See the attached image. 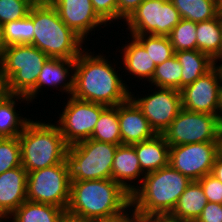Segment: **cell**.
Segmentation results:
<instances>
[{
	"label": "cell",
	"instance_id": "4fadbf2b",
	"mask_svg": "<svg viewBox=\"0 0 222 222\" xmlns=\"http://www.w3.org/2000/svg\"><path fill=\"white\" fill-rule=\"evenodd\" d=\"M156 90L142 98L130 92V98L142 110L154 131L162 134L182 109L181 93L173 88L157 87Z\"/></svg>",
	"mask_w": 222,
	"mask_h": 222
},
{
	"label": "cell",
	"instance_id": "bcb514c9",
	"mask_svg": "<svg viewBox=\"0 0 222 222\" xmlns=\"http://www.w3.org/2000/svg\"><path fill=\"white\" fill-rule=\"evenodd\" d=\"M218 117L222 123V84L220 88L219 106H218Z\"/></svg>",
	"mask_w": 222,
	"mask_h": 222
},
{
	"label": "cell",
	"instance_id": "603a6c76",
	"mask_svg": "<svg viewBox=\"0 0 222 222\" xmlns=\"http://www.w3.org/2000/svg\"><path fill=\"white\" fill-rule=\"evenodd\" d=\"M207 204L206 196L199 181H192L180 195L170 213L178 222H195Z\"/></svg>",
	"mask_w": 222,
	"mask_h": 222
},
{
	"label": "cell",
	"instance_id": "8992f818",
	"mask_svg": "<svg viewBox=\"0 0 222 222\" xmlns=\"http://www.w3.org/2000/svg\"><path fill=\"white\" fill-rule=\"evenodd\" d=\"M48 59L43 51L30 44L8 46L1 56L6 93L26 97L35 88Z\"/></svg>",
	"mask_w": 222,
	"mask_h": 222
},
{
	"label": "cell",
	"instance_id": "9c48e42d",
	"mask_svg": "<svg viewBox=\"0 0 222 222\" xmlns=\"http://www.w3.org/2000/svg\"><path fill=\"white\" fill-rule=\"evenodd\" d=\"M221 121L217 115L181 109L162 133L169 146L217 142Z\"/></svg>",
	"mask_w": 222,
	"mask_h": 222
},
{
	"label": "cell",
	"instance_id": "44dd1931",
	"mask_svg": "<svg viewBox=\"0 0 222 222\" xmlns=\"http://www.w3.org/2000/svg\"><path fill=\"white\" fill-rule=\"evenodd\" d=\"M129 43L125 44L122 48L121 54H123V70H127L131 76L134 75L139 79H147L151 81L152 76L155 72L156 65L152 61L149 53L145 50L143 45L134 37Z\"/></svg>",
	"mask_w": 222,
	"mask_h": 222
},
{
	"label": "cell",
	"instance_id": "d4e9b609",
	"mask_svg": "<svg viewBox=\"0 0 222 222\" xmlns=\"http://www.w3.org/2000/svg\"><path fill=\"white\" fill-rule=\"evenodd\" d=\"M66 210L26 200L9 217L12 222H60Z\"/></svg>",
	"mask_w": 222,
	"mask_h": 222
},
{
	"label": "cell",
	"instance_id": "6da1fadb",
	"mask_svg": "<svg viewBox=\"0 0 222 222\" xmlns=\"http://www.w3.org/2000/svg\"><path fill=\"white\" fill-rule=\"evenodd\" d=\"M86 50L75 59L72 96L107 107L126 102L130 98L129 86L116 72V64L105 59L103 53L94 56Z\"/></svg>",
	"mask_w": 222,
	"mask_h": 222
},
{
	"label": "cell",
	"instance_id": "8d00e7d4",
	"mask_svg": "<svg viewBox=\"0 0 222 222\" xmlns=\"http://www.w3.org/2000/svg\"><path fill=\"white\" fill-rule=\"evenodd\" d=\"M97 15L108 25L107 22L117 20V0H91Z\"/></svg>",
	"mask_w": 222,
	"mask_h": 222
},
{
	"label": "cell",
	"instance_id": "f6af8a7d",
	"mask_svg": "<svg viewBox=\"0 0 222 222\" xmlns=\"http://www.w3.org/2000/svg\"><path fill=\"white\" fill-rule=\"evenodd\" d=\"M128 210H129V206L125 212V214L122 217L113 219V220H107V221H103V222H128Z\"/></svg>",
	"mask_w": 222,
	"mask_h": 222
},
{
	"label": "cell",
	"instance_id": "52a82bcc",
	"mask_svg": "<svg viewBox=\"0 0 222 222\" xmlns=\"http://www.w3.org/2000/svg\"><path fill=\"white\" fill-rule=\"evenodd\" d=\"M117 146L93 139L68 146L64 161L69 180L72 182L111 179Z\"/></svg>",
	"mask_w": 222,
	"mask_h": 222
},
{
	"label": "cell",
	"instance_id": "5bb4252c",
	"mask_svg": "<svg viewBox=\"0 0 222 222\" xmlns=\"http://www.w3.org/2000/svg\"><path fill=\"white\" fill-rule=\"evenodd\" d=\"M221 84V71L215 65L206 74L180 90L182 108L191 112L218 116Z\"/></svg>",
	"mask_w": 222,
	"mask_h": 222
},
{
	"label": "cell",
	"instance_id": "d6a6232c",
	"mask_svg": "<svg viewBox=\"0 0 222 222\" xmlns=\"http://www.w3.org/2000/svg\"><path fill=\"white\" fill-rule=\"evenodd\" d=\"M21 166V146L18 137L0 138V174Z\"/></svg>",
	"mask_w": 222,
	"mask_h": 222
},
{
	"label": "cell",
	"instance_id": "ba28073f",
	"mask_svg": "<svg viewBox=\"0 0 222 222\" xmlns=\"http://www.w3.org/2000/svg\"><path fill=\"white\" fill-rule=\"evenodd\" d=\"M70 190L71 181L65 161L28 173L26 191L29 201L51 204L67 210Z\"/></svg>",
	"mask_w": 222,
	"mask_h": 222
},
{
	"label": "cell",
	"instance_id": "cb8c5ba5",
	"mask_svg": "<svg viewBox=\"0 0 222 222\" xmlns=\"http://www.w3.org/2000/svg\"><path fill=\"white\" fill-rule=\"evenodd\" d=\"M176 59L182 66V88L193 83L214 66V60L199 50L175 52Z\"/></svg>",
	"mask_w": 222,
	"mask_h": 222
},
{
	"label": "cell",
	"instance_id": "f546056e",
	"mask_svg": "<svg viewBox=\"0 0 222 222\" xmlns=\"http://www.w3.org/2000/svg\"><path fill=\"white\" fill-rule=\"evenodd\" d=\"M134 36L149 53L155 65L162 64L164 61L174 56V49L169 36L159 35H130Z\"/></svg>",
	"mask_w": 222,
	"mask_h": 222
},
{
	"label": "cell",
	"instance_id": "ffe728a7",
	"mask_svg": "<svg viewBox=\"0 0 222 222\" xmlns=\"http://www.w3.org/2000/svg\"><path fill=\"white\" fill-rule=\"evenodd\" d=\"M144 174L154 172L169 165L170 146L163 134L132 144Z\"/></svg>",
	"mask_w": 222,
	"mask_h": 222
},
{
	"label": "cell",
	"instance_id": "7a4b0ae2",
	"mask_svg": "<svg viewBox=\"0 0 222 222\" xmlns=\"http://www.w3.org/2000/svg\"><path fill=\"white\" fill-rule=\"evenodd\" d=\"M131 194L111 179L72 181L67 213L93 222L122 217Z\"/></svg>",
	"mask_w": 222,
	"mask_h": 222
},
{
	"label": "cell",
	"instance_id": "3957f363",
	"mask_svg": "<svg viewBox=\"0 0 222 222\" xmlns=\"http://www.w3.org/2000/svg\"><path fill=\"white\" fill-rule=\"evenodd\" d=\"M28 16L33 20V45L49 58L75 60L85 49L84 40L61 19L51 3L33 4Z\"/></svg>",
	"mask_w": 222,
	"mask_h": 222
},
{
	"label": "cell",
	"instance_id": "836d02e7",
	"mask_svg": "<svg viewBox=\"0 0 222 222\" xmlns=\"http://www.w3.org/2000/svg\"><path fill=\"white\" fill-rule=\"evenodd\" d=\"M33 4L31 0H0V24L25 18Z\"/></svg>",
	"mask_w": 222,
	"mask_h": 222
},
{
	"label": "cell",
	"instance_id": "ab89813d",
	"mask_svg": "<svg viewBox=\"0 0 222 222\" xmlns=\"http://www.w3.org/2000/svg\"><path fill=\"white\" fill-rule=\"evenodd\" d=\"M211 174L222 183V156H216Z\"/></svg>",
	"mask_w": 222,
	"mask_h": 222
},
{
	"label": "cell",
	"instance_id": "681fc988",
	"mask_svg": "<svg viewBox=\"0 0 222 222\" xmlns=\"http://www.w3.org/2000/svg\"><path fill=\"white\" fill-rule=\"evenodd\" d=\"M5 218V219H4ZM9 219L10 217L9 216H6V215H3V214H0V222H3L4 220L7 221V219Z\"/></svg>",
	"mask_w": 222,
	"mask_h": 222
},
{
	"label": "cell",
	"instance_id": "83f0119b",
	"mask_svg": "<svg viewBox=\"0 0 222 222\" xmlns=\"http://www.w3.org/2000/svg\"><path fill=\"white\" fill-rule=\"evenodd\" d=\"M90 139L121 145V135L118 119V105L107 107L99 117Z\"/></svg>",
	"mask_w": 222,
	"mask_h": 222
},
{
	"label": "cell",
	"instance_id": "7402d4cb",
	"mask_svg": "<svg viewBox=\"0 0 222 222\" xmlns=\"http://www.w3.org/2000/svg\"><path fill=\"white\" fill-rule=\"evenodd\" d=\"M17 100L30 103L25 96L21 95L5 93L0 97V138L18 137L31 121L16 112Z\"/></svg>",
	"mask_w": 222,
	"mask_h": 222
},
{
	"label": "cell",
	"instance_id": "4dcf8cb0",
	"mask_svg": "<svg viewBox=\"0 0 222 222\" xmlns=\"http://www.w3.org/2000/svg\"><path fill=\"white\" fill-rule=\"evenodd\" d=\"M3 34L6 46L29 45L33 42V20L27 15L25 18L5 23Z\"/></svg>",
	"mask_w": 222,
	"mask_h": 222
},
{
	"label": "cell",
	"instance_id": "484cf974",
	"mask_svg": "<svg viewBox=\"0 0 222 222\" xmlns=\"http://www.w3.org/2000/svg\"><path fill=\"white\" fill-rule=\"evenodd\" d=\"M197 50L214 59L220 53L222 44V14L217 17L197 22Z\"/></svg>",
	"mask_w": 222,
	"mask_h": 222
},
{
	"label": "cell",
	"instance_id": "30bf717a",
	"mask_svg": "<svg viewBox=\"0 0 222 222\" xmlns=\"http://www.w3.org/2000/svg\"><path fill=\"white\" fill-rule=\"evenodd\" d=\"M180 20L170 0H144L125 21L131 35L169 36Z\"/></svg>",
	"mask_w": 222,
	"mask_h": 222
},
{
	"label": "cell",
	"instance_id": "ac0fdd59",
	"mask_svg": "<svg viewBox=\"0 0 222 222\" xmlns=\"http://www.w3.org/2000/svg\"><path fill=\"white\" fill-rule=\"evenodd\" d=\"M27 176L22 165L0 174V214L10 216L27 200Z\"/></svg>",
	"mask_w": 222,
	"mask_h": 222
},
{
	"label": "cell",
	"instance_id": "8fae6325",
	"mask_svg": "<svg viewBox=\"0 0 222 222\" xmlns=\"http://www.w3.org/2000/svg\"><path fill=\"white\" fill-rule=\"evenodd\" d=\"M68 102L56 121L68 146L90 139L100 114L107 108L102 104L83 101L69 96Z\"/></svg>",
	"mask_w": 222,
	"mask_h": 222
},
{
	"label": "cell",
	"instance_id": "e0dca14e",
	"mask_svg": "<svg viewBox=\"0 0 222 222\" xmlns=\"http://www.w3.org/2000/svg\"><path fill=\"white\" fill-rule=\"evenodd\" d=\"M74 68L75 60L49 58L41 69L35 88L26 98L29 102L33 101L44 86H52L54 88L60 86V92H66L69 94V97L74 90V73H72V71L74 72ZM70 73L71 75H69ZM68 78L69 80H67Z\"/></svg>",
	"mask_w": 222,
	"mask_h": 222
},
{
	"label": "cell",
	"instance_id": "60d3db41",
	"mask_svg": "<svg viewBox=\"0 0 222 222\" xmlns=\"http://www.w3.org/2000/svg\"><path fill=\"white\" fill-rule=\"evenodd\" d=\"M60 222H93V221L86 220V219H83L80 217H76V216H73V215L65 212V214L61 218Z\"/></svg>",
	"mask_w": 222,
	"mask_h": 222
},
{
	"label": "cell",
	"instance_id": "d590c367",
	"mask_svg": "<svg viewBox=\"0 0 222 222\" xmlns=\"http://www.w3.org/2000/svg\"><path fill=\"white\" fill-rule=\"evenodd\" d=\"M202 186L207 202L222 204V183L212 174L198 180Z\"/></svg>",
	"mask_w": 222,
	"mask_h": 222
},
{
	"label": "cell",
	"instance_id": "f1b7e54d",
	"mask_svg": "<svg viewBox=\"0 0 222 222\" xmlns=\"http://www.w3.org/2000/svg\"><path fill=\"white\" fill-rule=\"evenodd\" d=\"M159 88L182 89V66L174 55L170 59L159 64L149 82Z\"/></svg>",
	"mask_w": 222,
	"mask_h": 222
},
{
	"label": "cell",
	"instance_id": "7c38bea8",
	"mask_svg": "<svg viewBox=\"0 0 222 222\" xmlns=\"http://www.w3.org/2000/svg\"><path fill=\"white\" fill-rule=\"evenodd\" d=\"M218 142H201L170 146L169 165L192 181L211 174Z\"/></svg>",
	"mask_w": 222,
	"mask_h": 222
},
{
	"label": "cell",
	"instance_id": "4316f807",
	"mask_svg": "<svg viewBox=\"0 0 222 222\" xmlns=\"http://www.w3.org/2000/svg\"><path fill=\"white\" fill-rule=\"evenodd\" d=\"M181 19L202 22L217 17L220 12L218 0H170Z\"/></svg>",
	"mask_w": 222,
	"mask_h": 222
},
{
	"label": "cell",
	"instance_id": "74e56055",
	"mask_svg": "<svg viewBox=\"0 0 222 222\" xmlns=\"http://www.w3.org/2000/svg\"><path fill=\"white\" fill-rule=\"evenodd\" d=\"M195 222H222V204L207 202Z\"/></svg>",
	"mask_w": 222,
	"mask_h": 222
},
{
	"label": "cell",
	"instance_id": "e575fe53",
	"mask_svg": "<svg viewBox=\"0 0 222 222\" xmlns=\"http://www.w3.org/2000/svg\"><path fill=\"white\" fill-rule=\"evenodd\" d=\"M129 209V213L131 214L132 212V214L130 215L128 213V222H178L169 213L145 212L138 209L131 203L129 204Z\"/></svg>",
	"mask_w": 222,
	"mask_h": 222
},
{
	"label": "cell",
	"instance_id": "b9f144b4",
	"mask_svg": "<svg viewBox=\"0 0 222 222\" xmlns=\"http://www.w3.org/2000/svg\"><path fill=\"white\" fill-rule=\"evenodd\" d=\"M6 93V83L2 76V60L0 57V97H2Z\"/></svg>",
	"mask_w": 222,
	"mask_h": 222
},
{
	"label": "cell",
	"instance_id": "277c9868",
	"mask_svg": "<svg viewBox=\"0 0 222 222\" xmlns=\"http://www.w3.org/2000/svg\"><path fill=\"white\" fill-rule=\"evenodd\" d=\"M21 165L27 173L60 164L68 149L58 126L31 120L18 136Z\"/></svg>",
	"mask_w": 222,
	"mask_h": 222
},
{
	"label": "cell",
	"instance_id": "f35d334b",
	"mask_svg": "<svg viewBox=\"0 0 222 222\" xmlns=\"http://www.w3.org/2000/svg\"><path fill=\"white\" fill-rule=\"evenodd\" d=\"M144 0H117V19L124 21L137 9Z\"/></svg>",
	"mask_w": 222,
	"mask_h": 222
},
{
	"label": "cell",
	"instance_id": "f907efd6",
	"mask_svg": "<svg viewBox=\"0 0 222 222\" xmlns=\"http://www.w3.org/2000/svg\"><path fill=\"white\" fill-rule=\"evenodd\" d=\"M218 8H219L220 14H222V0H218Z\"/></svg>",
	"mask_w": 222,
	"mask_h": 222
},
{
	"label": "cell",
	"instance_id": "9a60e30c",
	"mask_svg": "<svg viewBox=\"0 0 222 222\" xmlns=\"http://www.w3.org/2000/svg\"><path fill=\"white\" fill-rule=\"evenodd\" d=\"M60 19L84 41L96 27L106 23L95 12L91 0H53Z\"/></svg>",
	"mask_w": 222,
	"mask_h": 222
},
{
	"label": "cell",
	"instance_id": "c3c4849f",
	"mask_svg": "<svg viewBox=\"0 0 222 222\" xmlns=\"http://www.w3.org/2000/svg\"><path fill=\"white\" fill-rule=\"evenodd\" d=\"M34 4L52 3L53 0H31Z\"/></svg>",
	"mask_w": 222,
	"mask_h": 222
},
{
	"label": "cell",
	"instance_id": "1f68e13d",
	"mask_svg": "<svg viewBox=\"0 0 222 222\" xmlns=\"http://www.w3.org/2000/svg\"><path fill=\"white\" fill-rule=\"evenodd\" d=\"M197 23L181 19L172 29L169 39L174 52L197 50Z\"/></svg>",
	"mask_w": 222,
	"mask_h": 222
},
{
	"label": "cell",
	"instance_id": "d6986e66",
	"mask_svg": "<svg viewBox=\"0 0 222 222\" xmlns=\"http://www.w3.org/2000/svg\"><path fill=\"white\" fill-rule=\"evenodd\" d=\"M144 176L133 145H118L113 158L111 178L132 194L138 187L135 182L132 185L133 180H139L137 182L141 184Z\"/></svg>",
	"mask_w": 222,
	"mask_h": 222
},
{
	"label": "cell",
	"instance_id": "ee69618b",
	"mask_svg": "<svg viewBox=\"0 0 222 222\" xmlns=\"http://www.w3.org/2000/svg\"><path fill=\"white\" fill-rule=\"evenodd\" d=\"M217 142H218V154L220 156H222V124H221L220 129H219Z\"/></svg>",
	"mask_w": 222,
	"mask_h": 222
},
{
	"label": "cell",
	"instance_id": "7dc6e473",
	"mask_svg": "<svg viewBox=\"0 0 222 222\" xmlns=\"http://www.w3.org/2000/svg\"><path fill=\"white\" fill-rule=\"evenodd\" d=\"M213 60H214L215 65H217L218 60L222 61V44H221V47H220V53Z\"/></svg>",
	"mask_w": 222,
	"mask_h": 222
},
{
	"label": "cell",
	"instance_id": "5b68a950",
	"mask_svg": "<svg viewBox=\"0 0 222 222\" xmlns=\"http://www.w3.org/2000/svg\"><path fill=\"white\" fill-rule=\"evenodd\" d=\"M192 182L170 165L145 174L131 194V204L145 212L171 213Z\"/></svg>",
	"mask_w": 222,
	"mask_h": 222
},
{
	"label": "cell",
	"instance_id": "816d5d0a",
	"mask_svg": "<svg viewBox=\"0 0 222 222\" xmlns=\"http://www.w3.org/2000/svg\"><path fill=\"white\" fill-rule=\"evenodd\" d=\"M222 62V61H221ZM218 67H219V69H220V71H221V75H222V64H220V65H217Z\"/></svg>",
	"mask_w": 222,
	"mask_h": 222
},
{
	"label": "cell",
	"instance_id": "7bdbcfd3",
	"mask_svg": "<svg viewBox=\"0 0 222 222\" xmlns=\"http://www.w3.org/2000/svg\"><path fill=\"white\" fill-rule=\"evenodd\" d=\"M6 48L7 46L4 39L3 26L0 24V57L3 55Z\"/></svg>",
	"mask_w": 222,
	"mask_h": 222
},
{
	"label": "cell",
	"instance_id": "2e32d148",
	"mask_svg": "<svg viewBox=\"0 0 222 222\" xmlns=\"http://www.w3.org/2000/svg\"><path fill=\"white\" fill-rule=\"evenodd\" d=\"M118 119L122 144L132 145L148 140L157 134L142 110L131 98L118 104Z\"/></svg>",
	"mask_w": 222,
	"mask_h": 222
}]
</instances>
